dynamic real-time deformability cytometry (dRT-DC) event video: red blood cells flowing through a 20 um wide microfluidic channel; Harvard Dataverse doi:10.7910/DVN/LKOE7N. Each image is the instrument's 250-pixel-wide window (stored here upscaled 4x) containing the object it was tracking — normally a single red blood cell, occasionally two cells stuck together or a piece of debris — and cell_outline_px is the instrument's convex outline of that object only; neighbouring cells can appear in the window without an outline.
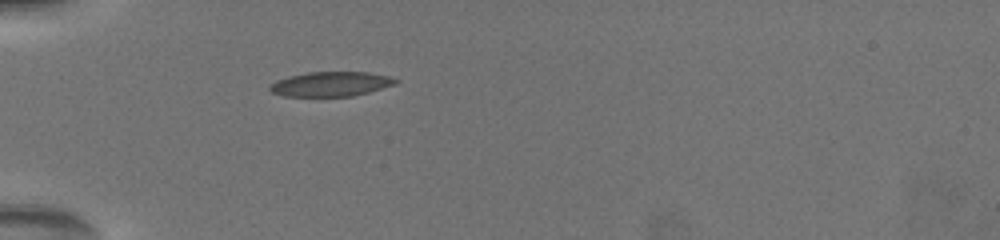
{"species": "common noctule bat (a hibernating species)", "species_latin": "Nyctalus noctula", "temperature_condition": "warm", "stored_images_in_passage": 26, "camera_frame_rate_fps": 3000, "um_per_image_px": 0.085, "animal": {"sex": "female", "body_mass_g": 19.5, "forearm_length_mm": 54.1}, "frame": {"image": 1, "passage_image": 1, "time_ms": 0.0, "image_size_px": [1000, 240], "cell_outline_px": [[400, 80], [396, 84], [368, 92], [352, 96], [284, 96], [272, 92], [268, 88], [276, 80], [288, 76], [308, 72], [368, 72], [388, 76]], "centroid_in_image_um": [28.13, 7.14], "position_along_channel_um": 56.9, "area_um2": 17.98}}
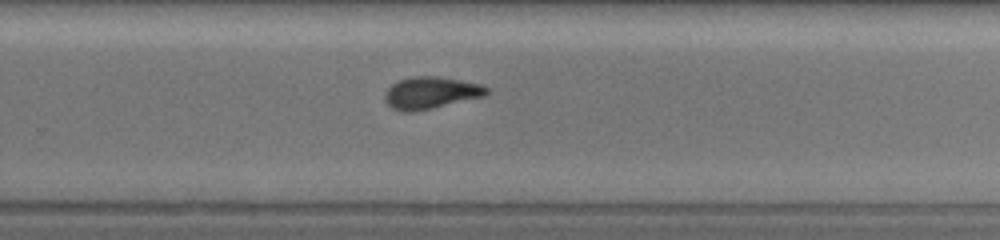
{"frame": {"image": 2, "passage_image": 12, "time_ms": 6.667, "image_size_px": [1000, 240], "cell_outline_px": [[488, 92], [484, 96], [428, 108], [408, 112], [392, 108], [388, 104], [384, 96], [384, 92], [392, 84], [400, 80], [416, 76], [436, 76], [460, 80], [480, 84], [488, 88]], "centroid_in_image_um": [36.6, 7.87], "position_along_channel_um": 293.2, "area_um2": 18.38}}
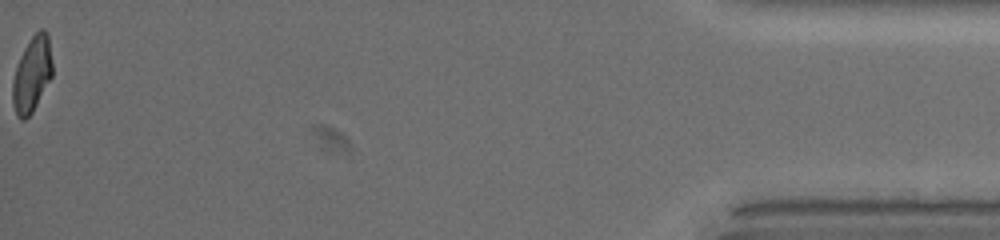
{"frame": {"image": 3, "passage_image": 26, "time_ms": 12.667, "image_size_px": [1000, 240], "cell_outline_px": [[52, 76], [32, 112], [24, 120], [20, 120], [16, 116], [12, 100], [12, 80], [20, 56], [24, 48], [32, 36], [40, 28], [44, 28], [48, 32], [52, 60]], "centroid_in_image_um": [2.72, 6.3], "position_along_channel_um": 432.5, "area_um2": 17.57}, "authors_computed_cell_mechanics": {"area_um2": 17.9758, "velocity_mm_per_s": 3.7699, "shape_relaxation_time_tau1_ms": 8.2225, "shape_relaxation_time_tau2_ms": 2.7868, "deformation_change_tau1": 0.2377, "deformation_change_tau2": 0.0692}}